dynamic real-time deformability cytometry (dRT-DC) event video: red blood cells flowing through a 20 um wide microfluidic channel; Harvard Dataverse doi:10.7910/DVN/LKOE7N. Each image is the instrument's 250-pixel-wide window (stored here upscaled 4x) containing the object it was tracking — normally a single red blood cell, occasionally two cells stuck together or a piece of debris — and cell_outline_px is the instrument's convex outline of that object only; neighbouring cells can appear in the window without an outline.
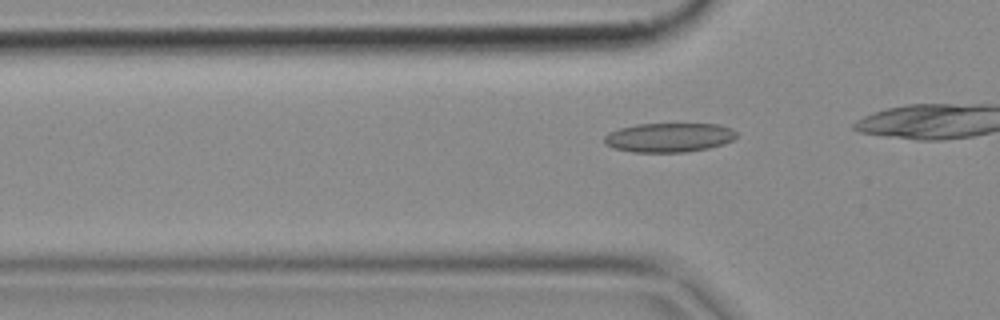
{"species": "common noctule bat (a hibernating species)", "species_latin": "Nyctalus noctula", "temperature_condition": "cold", "stored_images_in_passage": 3, "camera_frame_rate_fps": 3000, "um_per_image_px": 0.085, "animal": {"sex": "female", "body_mass_g": 18.4}, "frame": {"image": 1, "passage_image": 3, "time_ms": 0.667, "image_size_px": [1000, 320], "cell_outline_px": [[736, 136], [732, 140], [724, 144], [708, 148], [684, 152], [632, 152], [612, 148], [604, 144], [604, 136], [608, 132], [620, 128], [636, 124], [720, 124], [732, 128], [736, 132]], "centroid_in_image_um": [56.84, 11.68], "position_along_channel_um": 69.0, "area_um2": 22.66}}